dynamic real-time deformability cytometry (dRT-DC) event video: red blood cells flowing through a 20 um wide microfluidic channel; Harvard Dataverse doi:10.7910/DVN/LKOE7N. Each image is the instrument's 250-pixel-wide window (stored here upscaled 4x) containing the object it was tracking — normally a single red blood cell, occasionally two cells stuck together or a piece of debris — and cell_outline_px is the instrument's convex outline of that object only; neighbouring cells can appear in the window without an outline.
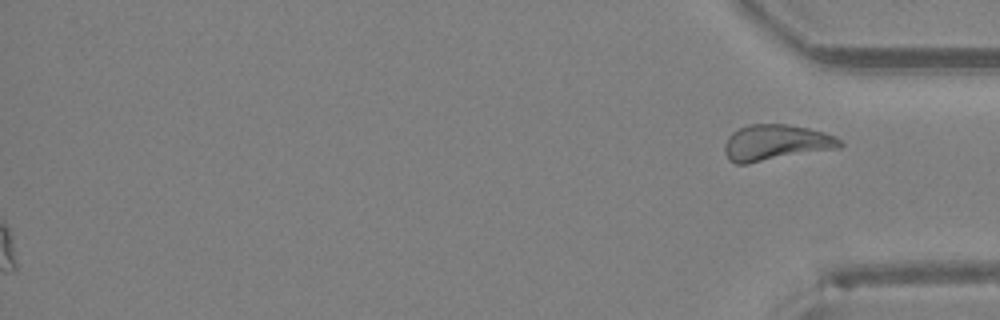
{"species": "Egyptian fruit bat (a non-hibernating species)", "species_latin": "Rousettus aegyptiacus", "temperature_condition": "room temperature", "stored_images_in_passage": 40, "segment_of_instrument_passage": [2, 2], "camera_frame_rate_fps": 3000, "um_per_image_px": 0.085, "animal": {"sex": "female"}, "frame": {"image": 1, "passage_image": 40, "time_ms": 13.0, "image_size_px": [1000, 320], "cell_outline_px": [[844, 144], [840, 148], [748, 164], [736, 164], [728, 160], [724, 152], [724, 144], [728, 136], [732, 132], [748, 124], [784, 124], [808, 128], [824, 132], [836, 136]], "centroid_in_image_um": [65.94, 12.14], "position_along_channel_um": 369.3, "area_um2": 24.45}}